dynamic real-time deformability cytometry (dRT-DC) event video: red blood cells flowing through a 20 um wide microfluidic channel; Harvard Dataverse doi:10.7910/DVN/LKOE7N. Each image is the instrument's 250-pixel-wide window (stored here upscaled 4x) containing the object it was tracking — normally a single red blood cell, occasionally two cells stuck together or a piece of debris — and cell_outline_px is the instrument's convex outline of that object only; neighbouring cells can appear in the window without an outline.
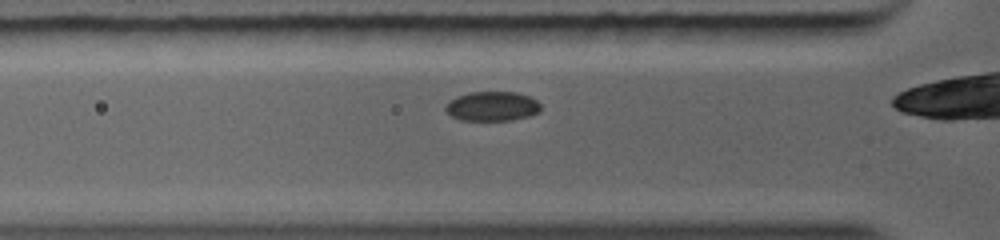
{"species": "common noctule bat (a hibernating species)", "species_latin": "Nyctalus noctula", "temperature_condition": "warm", "stored_images_in_passage": 10, "camera_frame_rate_fps": 5000, "um_per_image_px": 0.085, "animal": {"sex": "female", "body_mass_g": 19.0, "forearm_length_mm": 56.7}, "frame": {"image": 1, "passage_image": 5, "time_ms": 1.6, "image_size_px": [1000, 240], "cell_outline_px": [[540, 112], [528, 116], [512, 120], [460, 120], [452, 116], [444, 108], [456, 96], [468, 92], [516, 92], [528, 96], [536, 100], [540, 104]], "centroid_in_image_um": [41.85, 9.03], "position_along_channel_um": 83.9, "area_um2": 16.24}}
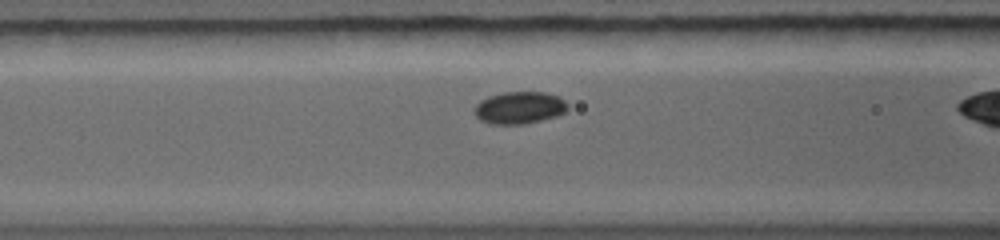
{"frame": {"image": 2, "passage_image": 7, "time_ms": 2.4, "image_size_px": [1000, 240], "cell_outline_px": [[568, 108], [564, 112], [556, 116], [524, 124], [488, 124], [480, 120], [472, 112], [472, 108], [480, 100], [488, 96], [504, 92], [544, 92], [560, 96], [568, 104]], "centroid_in_image_um": [44.11, 9.15], "position_along_channel_um": 122.5, "area_um2": 17.74}}